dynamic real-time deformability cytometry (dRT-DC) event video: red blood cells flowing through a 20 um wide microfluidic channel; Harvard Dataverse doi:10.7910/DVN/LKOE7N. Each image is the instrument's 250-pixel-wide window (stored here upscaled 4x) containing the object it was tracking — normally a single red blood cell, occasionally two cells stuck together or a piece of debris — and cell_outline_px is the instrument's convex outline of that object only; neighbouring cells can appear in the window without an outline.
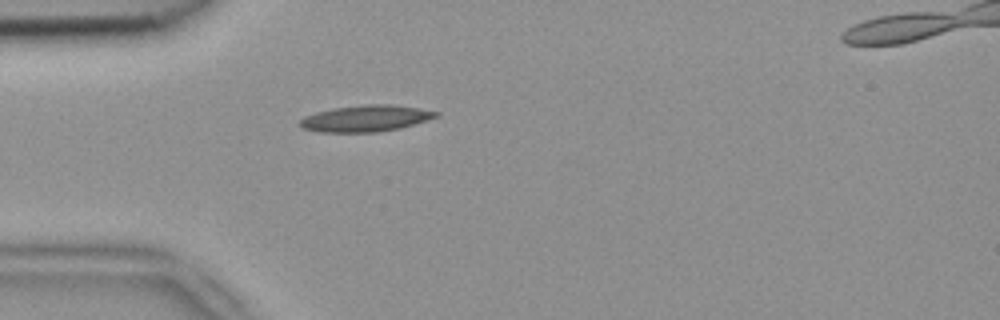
{"species": "common noctule bat (a hibernating species)", "species_latin": "Nyctalus noctula", "temperature_condition": "room temperature", "stored_images_in_passage": 1, "camera_frame_rate_fps": 3000, "um_per_image_px": 0.085, "animal": {"sex": "female", "body_mass_g": 18.4}, "frame": {"image": 1, "passage_image": 1, "time_ms": 0.0, "image_size_px": [1000, 320], "cell_outline_px": [[440, 116], [400, 128], [380, 132], [320, 132], [300, 128], [296, 124], [304, 116], [316, 112], [336, 108], [368, 104], [392, 104], [420, 108], [440, 112]], "centroid_in_image_um": [31.08, 10.07], "position_along_channel_um": 53.9, "area_um2": 21.1}}